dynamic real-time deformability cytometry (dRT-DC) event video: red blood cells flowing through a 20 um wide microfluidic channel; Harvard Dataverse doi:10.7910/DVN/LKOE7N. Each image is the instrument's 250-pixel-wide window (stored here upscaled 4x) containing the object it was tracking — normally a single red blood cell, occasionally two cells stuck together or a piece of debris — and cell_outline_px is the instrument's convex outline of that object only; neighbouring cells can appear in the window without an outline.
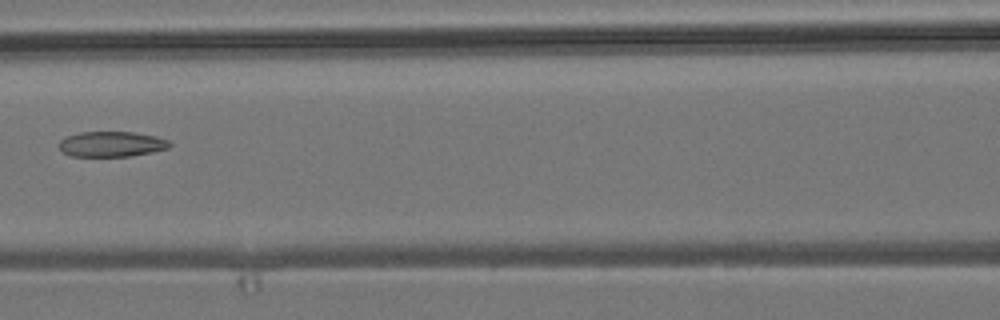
{"species": "common noctule bat (a hibernating species)", "species_latin": "Nyctalus noctula", "temperature_condition": "room temperature", "stored_images_in_passage": 6, "camera_frame_rate_fps": 3000, "um_per_image_px": 0.085, "animal": {"sex": "male", "body_mass_g": 19.2, "forearm_length_mm": 51.8}, "frame": {"image": 1, "passage_image": 5, "time_ms": 4.667, "image_size_px": [1000, 320], "cell_outline_px": [[172, 144], [168, 148], [152, 152], [132, 156], [72, 156], [64, 152], [60, 148], [60, 140], [64, 136], [80, 132], [132, 132], [156, 136], [168, 140]], "centroid_in_image_um": [9.49, 12.24], "position_along_channel_um": 157.1, "area_um2": 16.3}}
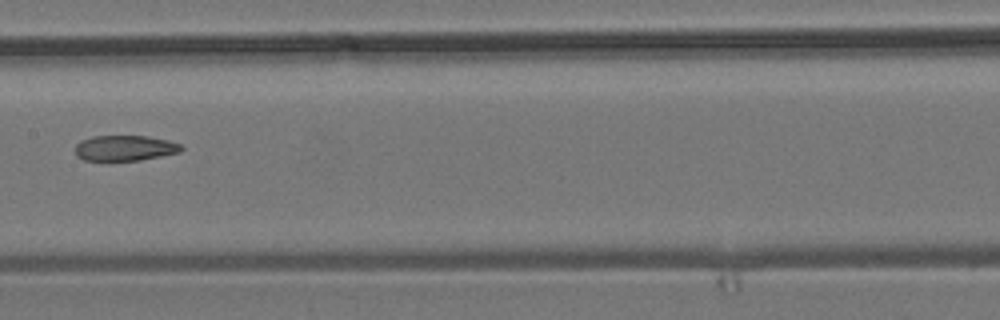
{"frame": {"image": 2, "passage_image": 6, "time_ms": 5.667, "image_size_px": [1000, 320], "cell_outline_px": [[184, 148], [180, 152], [140, 160], [84, 160], [76, 156], [76, 144], [80, 140], [92, 136], [148, 136], [168, 140], [180, 144]], "centroid_in_image_um": [10.61, 12.57], "position_along_channel_um": 196.8, "area_um2": 15.72}}